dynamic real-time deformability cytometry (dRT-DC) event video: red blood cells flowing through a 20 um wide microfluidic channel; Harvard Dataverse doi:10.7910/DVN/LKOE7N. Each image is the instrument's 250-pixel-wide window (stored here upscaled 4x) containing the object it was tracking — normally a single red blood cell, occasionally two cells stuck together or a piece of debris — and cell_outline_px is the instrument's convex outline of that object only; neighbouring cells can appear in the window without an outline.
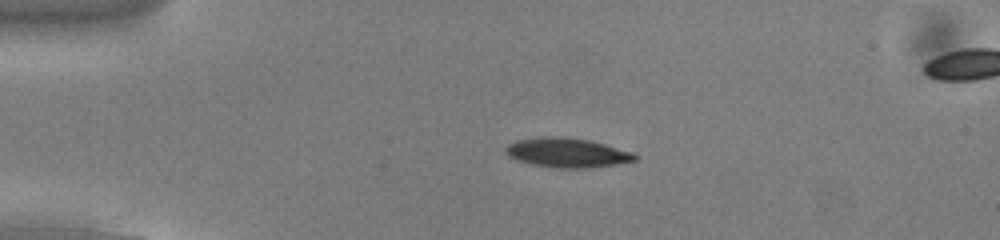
{"species": "common noctule bat (a hibernating species)", "species_latin": "Nyctalus noctula", "temperature_condition": "cold", "stored_images_in_passage": 55, "segment_of_instrument_passage": [1, 2], "camera_frame_rate_fps": 3000, "um_per_image_px": 0.085, "animal": {"sex": "male", "body_mass_g": 13.0, "forearm_length_mm": 53.1}, "frame": {"image": 1, "passage_image": 12, "time_ms": 3.667, "image_size_px": [1000, 240], "cell_outline_px": [[636, 160], [616, 164], [584, 168], [556, 168], [532, 164], [516, 160], [508, 156], [504, 152], [504, 148], [508, 144], [516, 140], [544, 136], [560, 136], [588, 140], [604, 144], [632, 152], [636, 156]], "centroid_in_image_um": [48.13, 12.97], "position_along_channel_um": 36.9, "area_um2": 22.08}}
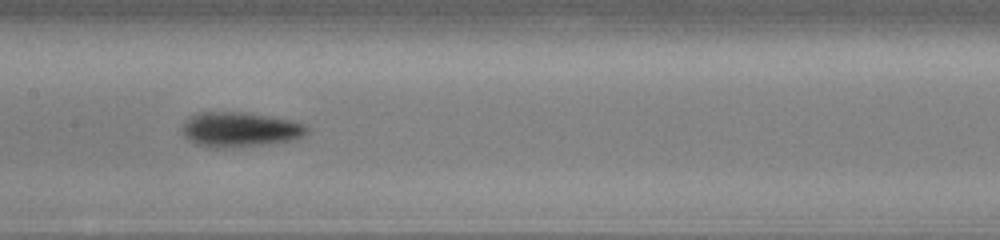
{"frame": {"image": 2, "passage_image": 27, "time_ms": 8.667, "image_size_px": [1000, 240], "cell_outline_px": [[308, 132], [304, 136], [296, 140], [268, 144], [228, 148], [208, 148], [196, 144], [184, 136], [180, 132], [180, 128], [184, 120], [188, 116], [196, 112], [240, 112], [268, 116], [292, 120], [304, 124], [308, 128]], "centroid_in_image_um": [20.35, 11.02], "position_along_channel_um": 187.1, "area_um2": 25.89}}
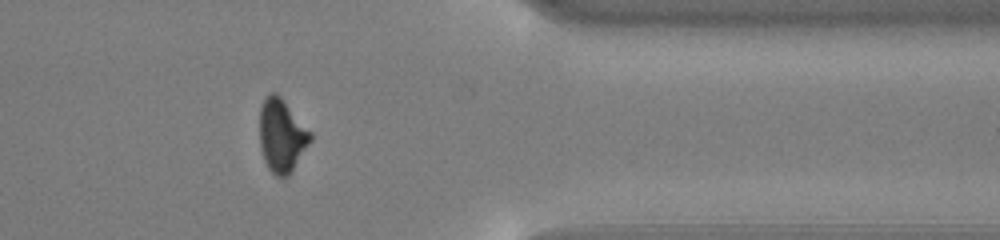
{"frame": {"image": 3, "passage_image": 44, "time_ms": 14.333, "image_size_px": [1000, 240], "cell_outline_px": [[312, 140], [288, 176], [276, 176], [268, 168], [264, 160], [260, 148], [260, 104], [264, 96], [272, 92], [276, 92], [280, 96], [312, 132]], "centroid_in_image_um": [23.94, 11.49], "position_along_channel_um": 387.5, "area_um2": 21.73}}